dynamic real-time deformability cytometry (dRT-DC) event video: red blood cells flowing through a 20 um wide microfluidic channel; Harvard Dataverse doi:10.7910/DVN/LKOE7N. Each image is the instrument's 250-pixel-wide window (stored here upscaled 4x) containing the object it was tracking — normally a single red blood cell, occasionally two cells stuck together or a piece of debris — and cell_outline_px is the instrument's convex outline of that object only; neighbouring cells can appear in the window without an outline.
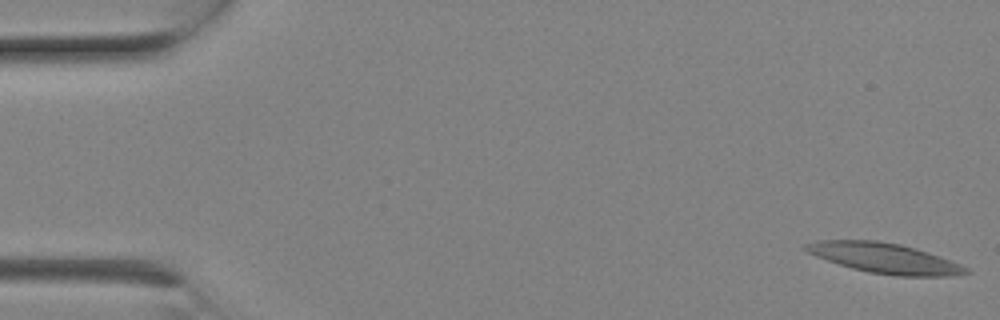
{"species": "Egyptian fruit bat (a non-hibernating species)", "species_latin": "Rousettus aegyptiacus", "temperature_condition": "room temperature", "stored_images_in_passage": 6, "camera_frame_rate_fps": 3000, "um_per_image_px": 0.085, "animal": {"sex": "female"}, "frame": {"image": 1, "passage_image": 1, "time_ms": 0.0, "image_size_px": [1000, 320], "cell_outline_px": [[972, 272], [952, 276], [896, 276], [868, 272], [852, 268], [816, 256], [808, 252], [804, 248], [804, 244], [820, 240], [876, 240], [900, 244], [916, 248], [940, 256], [960, 264], [968, 268]], "centroid_in_image_um": [75.23, 21.94], "position_along_channel_um": 9.8, "area_um2": 28.03}}
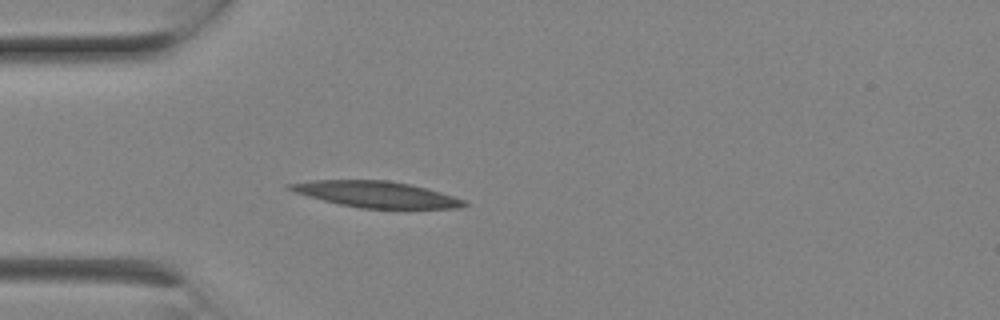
{"frame": {"image": 2, "passage_image": 6, "time_ms": 1.667, "image_size_px": [1000, 320], "cell_outline_px": [[468, 204], [460, 208], [360, 208], [340, 204], [292, 192], [284, 188], [288, 184], [312, 180], [388, 180], [428, 188], [464, 200]], "centroid_in_image_um": [31.93, 16.51], "position_along_channel_um": 53.1, "area_um2": 26.36}}